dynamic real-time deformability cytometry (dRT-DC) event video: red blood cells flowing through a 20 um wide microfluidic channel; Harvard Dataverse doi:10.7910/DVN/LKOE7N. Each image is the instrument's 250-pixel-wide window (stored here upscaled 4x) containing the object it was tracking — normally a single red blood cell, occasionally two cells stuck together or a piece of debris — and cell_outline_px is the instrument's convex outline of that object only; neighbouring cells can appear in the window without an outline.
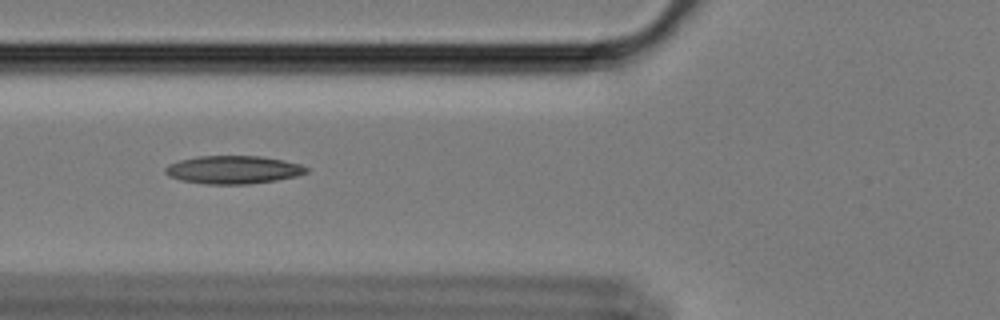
{"species": "Egyptian fruit bat (a non-hibernating species)", "species_latin": "Rousettus aegyptiacus", "temperature_condition": "cold", "stored_images_in_passage": 38, "camera_frame_rate_fps": 3000, "um_per_image_px": 0.085, "animal": {"sex": "female"}, "frame": {"image": 1, "passage_image": 7, "time_ms": 2.0, "image_size_px": [1000, 320], "cell_outline_px": [[308, 172], [296, 176], [276, 180], [248, 184], [204, 184], [180, 180], [168, 176], [164, 172], [164, 168], [168, 164], [180, 160], [196, 156], [260, 156], [284, 160], [300, 164], [308, 168]], "centroid_in_image_um": [19.79, 14.43], "position_along_channel_um": 106.0, "area_um2": 23.18}}
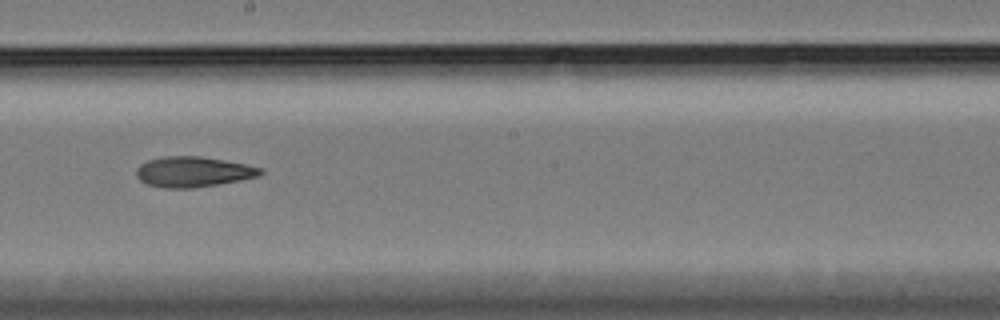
{"frame": {"image": 2, "passage_image": 18, "time_ms": 5.667, "image_size_px": [1000, 320], "cell_outline_px": [[264, 172], [256, 176], [240, 180], [192, 188], [164, 188], [148, 184], [140, 180], [136, 176], [136, 168], [140, 164], [148, 160], [164, 156], [200, 156], [248, 164], [264, 168]], "centroid_in_image_um": [16.41, 14.59], "position_along_channel_um": 231.8, "area_um2": 21.96}}
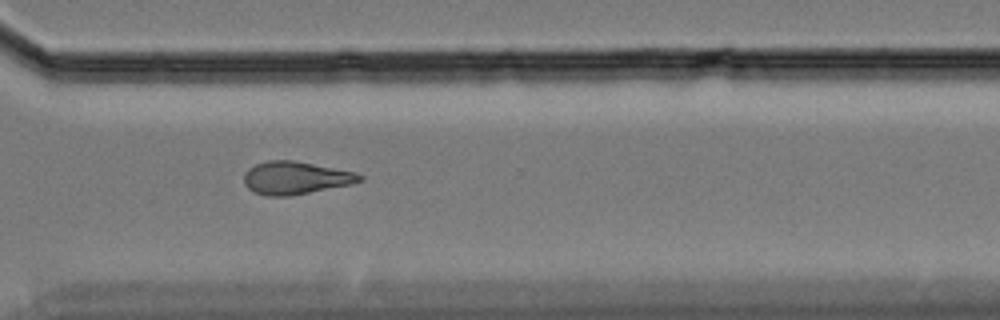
{"frame": {"image": 3, "passage_image": 28, "time_ms": 9.0, "image_size_px": [1000, 320], "cell_outline_px": [[364, 180], [352, 184], [292, 196], [268, 196], [256, 192], [248, 188], [244, 184], [244, 172], [248, 168], [256, 164], [268, 160], [292, 160], [352, 172], [364, 176]], "centroid_in_image_um": [25.1, 15.13], "position_along_channel_um": 345.5, "area_um2": 21.96}, "authors_computed_cell_mechanics": {"area_um2": 21.7039, "velocity_mm_per_s": 3.4209, "shape_relaxation_time_tau1_ms": null, "shape_relaxation_time_tau2_ms": 6.4553, "deformation_change_tau1": null, "deformation_change_tau2": 0.1499}}